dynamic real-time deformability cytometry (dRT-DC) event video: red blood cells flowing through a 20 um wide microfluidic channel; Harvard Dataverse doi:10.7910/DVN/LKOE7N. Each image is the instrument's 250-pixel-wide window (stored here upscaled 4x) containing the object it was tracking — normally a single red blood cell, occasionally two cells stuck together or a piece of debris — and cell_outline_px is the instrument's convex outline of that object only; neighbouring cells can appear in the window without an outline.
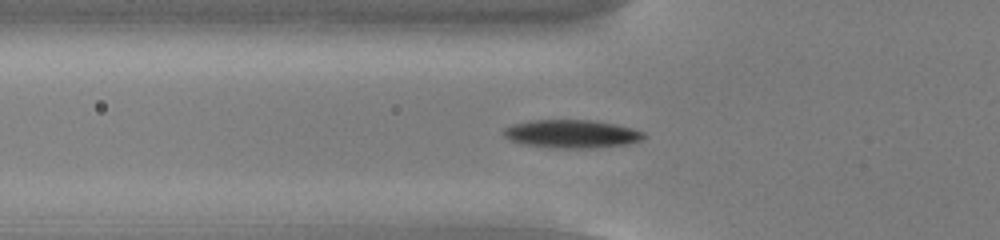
{"species": "common noctule bat (a hibernating species)", "species_latin": "Nyctalus noctula", "temperature_condition": "cold", "stored_images_in_passage": 48, "segment_of_instrument_passage": [1, 2], "camera_frame_rate_fps": 3000, "um_per_image_px": 0.085, "animal": {"sex": "male", "body_mass_g": 13.0, "forearm_length_mm": 53.1}, "frame": {"image": 1, "passage_image": 12, "time_ms": 3.667, "image_size_px": [1000, 240], "cell_outline_px": [[648, 136], [644, 140], [628, 144], [592, 148], [552, 148], [524, 144], [508, 140], [500, 132], [504, 128], [512, 124], [532, 120], [596, 120], [616, 124], [632, 128], [644, 132]], "centroid_in_image_um": [48.61, 11.38], "position_along_channel_um": 77.2, "area_um2": 23.47}}
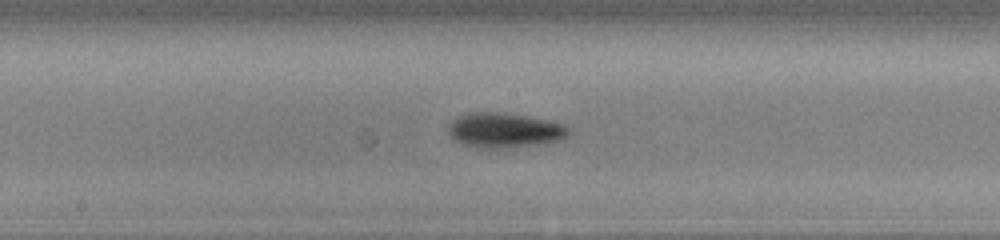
{"frame": {"image": 2, "passage_image": 22, "time_ms": 7.0, "image_size_px": [1000, 240], "cell_outline_px": [[572, 132], [560, 140], [544, 144], [508, 148], [476, 148], [464, 144], [456, 140], [448, 132], [448, 124], [456, 116], [468, 112], [504, 112], [564, 124]], "centroid_in_image_um": [42.86, 11.08], "position_along_channel_um": 205.3, "area_um2": 24.62}}
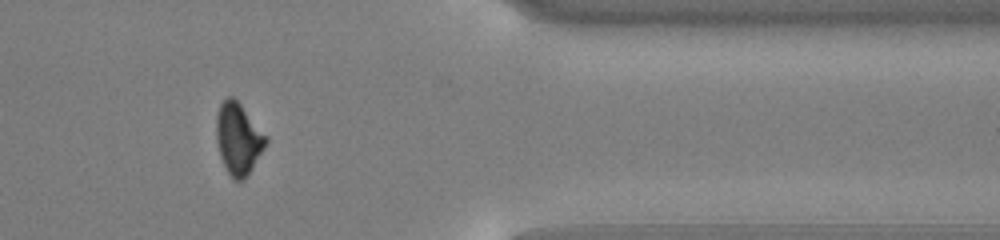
{"frame": {"image": 3, "passage_image": 38, "time_ms": 12.333, "image_size_px": [1000, 240], "cell_outline_px": [[268, 140], [264, 148], [244, 180], [232, 180], [220, 156], [216, 140], [216, 116], [220, 104], [228, 96], [232, 96], [240, 104], [268, 136]], "centroid_in_image_um": [20.25, 11.78], "position_along_channel_um": 391.2, "area_um2": 20.52}}